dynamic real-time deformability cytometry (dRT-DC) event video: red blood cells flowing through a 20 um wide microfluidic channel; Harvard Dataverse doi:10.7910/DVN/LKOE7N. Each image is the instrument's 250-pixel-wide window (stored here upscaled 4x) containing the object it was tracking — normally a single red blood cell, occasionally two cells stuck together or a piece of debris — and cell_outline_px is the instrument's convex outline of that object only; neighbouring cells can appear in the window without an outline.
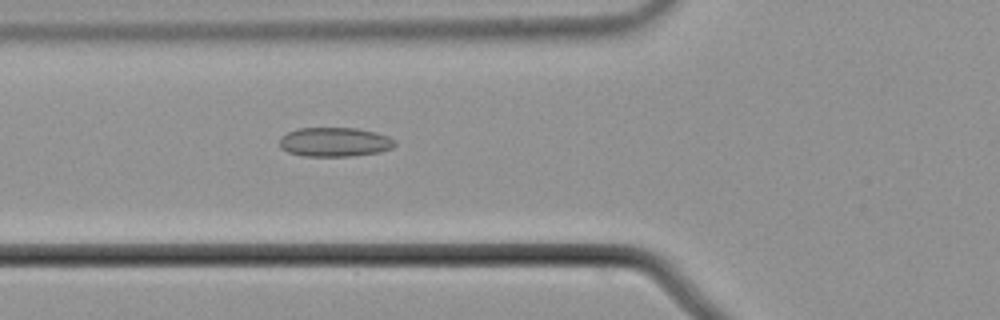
{"species": "common noctule bat (a hibernating species)", "species_latin": "Nyctalus noctula", "temperature_condition": "cold", "stored_images_in_passage": 56, "camera_frame_rate_fps": 3000, "um_per_image_px": 0.085, "animal": {"sex": "male", "body_mass_g": 21.5, "forearm_length_mm": 52.0}, "frame": {"image": 1, "passage_image": 21, "time_ms": 6.667, "image_size_px": [1000, 320], "cell_outline_px": [[396, 144], [392, 148], [380, 152], [352, 156], [304, 156], [288, 152], [280, 148], [280, 136], [296, 128], [356, 128], [376, 132], [388, 136], [396, 140]], "centroid_in_image_um": [28.45, 12.07], "position_along_channel_um": 97.3, "area_um2": 19.83}}
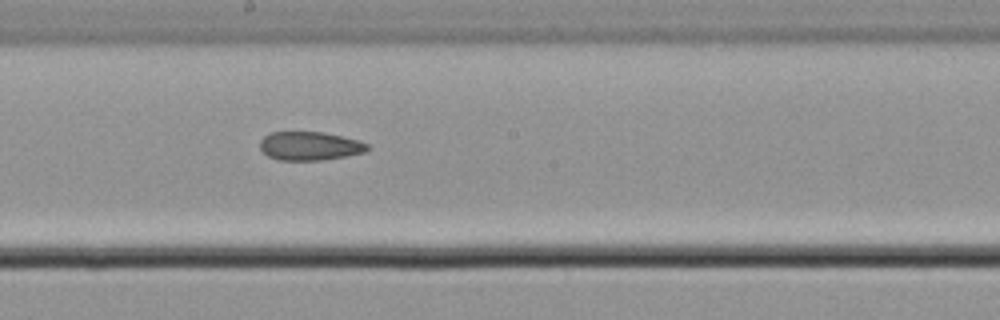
{"frame": {"image": 2, "passage_image": 31, "time_ms": 10.0, "image_size_px": [1000, 320], "cell_outline_px": [[368, 148], [364, 152], [344, 156], [320, 160], [280, 160], [268, 156], [260, 148], [260, 140], [264, 136], [272, 132], [324, 132], [360, 140], [368, 144]], "centroid_in_image_um": [26.32, 12.4], "position_along_channel_um": 221.9, "area_um2": 17.8}}
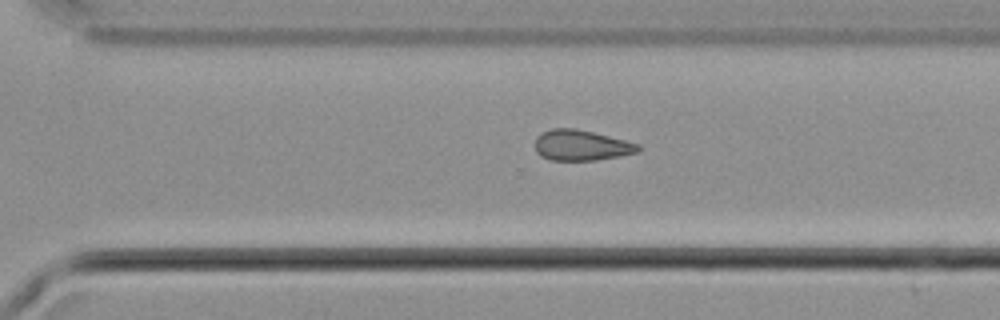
{"frame": {"image": 3, "passage_image": 39, "time_ms": 12.667, "image_size_px": [1000, 320], "cell_outline_px": [[640, 152], [620, 156], [596, 160], [548, 160], [540, 156], [536, 152], [536, 136], [552, 128], [572, 128], [592, 132], [640, 144]], "centroid_in_image_um": [49.41, 12.36], "position_along_channel_um": 321.2, "area_um2": 18.32}}